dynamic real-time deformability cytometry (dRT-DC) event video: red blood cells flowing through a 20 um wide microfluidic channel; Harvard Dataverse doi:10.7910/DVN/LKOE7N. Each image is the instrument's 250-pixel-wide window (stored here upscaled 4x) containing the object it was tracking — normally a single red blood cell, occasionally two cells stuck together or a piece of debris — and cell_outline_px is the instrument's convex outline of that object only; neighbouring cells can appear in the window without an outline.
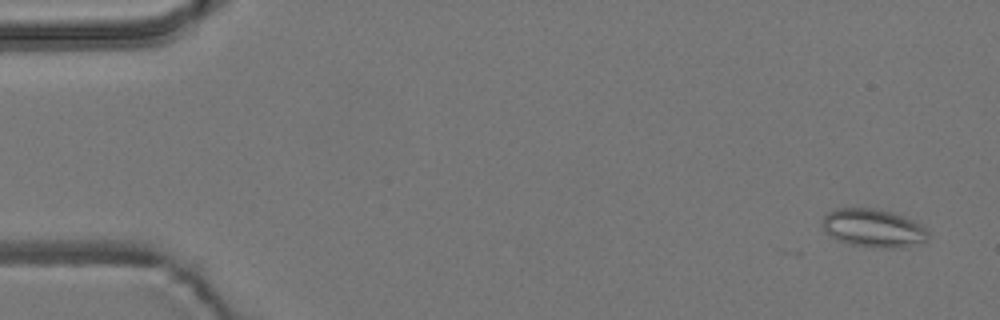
{"species": "common noctule bat (a hibernating species)", "species_latin": "Nyctalus noctula", "temperature_condition": "room temperature", "stored_images_in_passage": 5, "camera_frame_rate_fps": 3000, "um_per_image_px": 0.085, "animal": {"sex": "male", "body_mass_g": 19.2, "forearm_length_mm": 51.8}, "frame": {"image": 1, "passage_image": 1, "time_ms": 0.0, "image_size_px": [1000, 320], "cell_outline_px": [[928, 236], [924, 240], [900, 248], [884, 248], [852, 244], [836, 240], [824, 232], [824, 216], [832, 208], [872, 208], [892, 212], [904, 216], [920, 224], [928, 232]], "centroid_in_image_um": [74.19, 19.37], "position_along_channel_um": 10.8, "area_um2": 23.29}}